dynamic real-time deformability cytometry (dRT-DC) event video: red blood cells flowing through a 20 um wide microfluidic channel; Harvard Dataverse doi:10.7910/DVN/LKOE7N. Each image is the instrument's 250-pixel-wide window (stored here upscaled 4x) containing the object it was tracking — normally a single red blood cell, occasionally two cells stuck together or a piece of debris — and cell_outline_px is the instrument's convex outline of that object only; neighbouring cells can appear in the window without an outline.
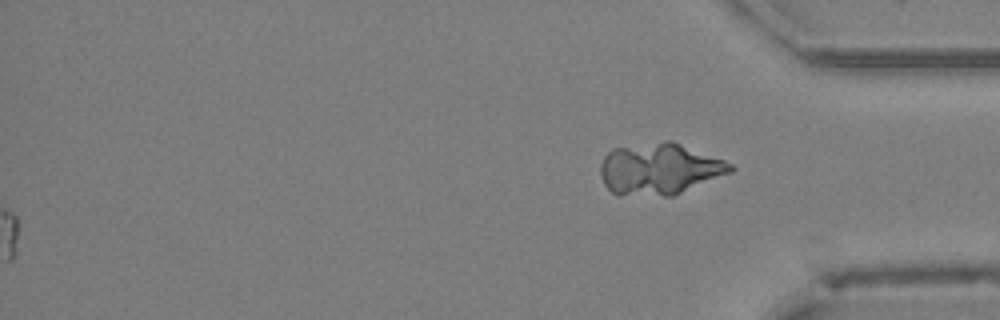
{"species": "Egyptian fruit bat (a non-hibernating species)", "species_latin": "Rousettus aegyptiacus", "temperature_condition": "cold", "stored_images_in_passage": 44, "segment_of_instrument_passage": [2, 2], "camera_frame_rate_fps": 3000, "um_per_image_px": 0.085, "animal": {"sex": "female"}, "frame": {"image": 1, "passage_image": 44, "time_ms": 14.333, "image_size_px": [1000, 320], "cell_outline_px": [[736, 168], [732, 172], [672, 196], [664, 196], [612, 192], [604, 184], [600, 172], [600, 164], [604, 156], [612, 148], [664, 140], [672, 140], [724, 160], [732, 164]], "centroid_in_image_um": [56.08, 14.32], "position_along_channel_um": 379.1, "area_um2": 38.78}}